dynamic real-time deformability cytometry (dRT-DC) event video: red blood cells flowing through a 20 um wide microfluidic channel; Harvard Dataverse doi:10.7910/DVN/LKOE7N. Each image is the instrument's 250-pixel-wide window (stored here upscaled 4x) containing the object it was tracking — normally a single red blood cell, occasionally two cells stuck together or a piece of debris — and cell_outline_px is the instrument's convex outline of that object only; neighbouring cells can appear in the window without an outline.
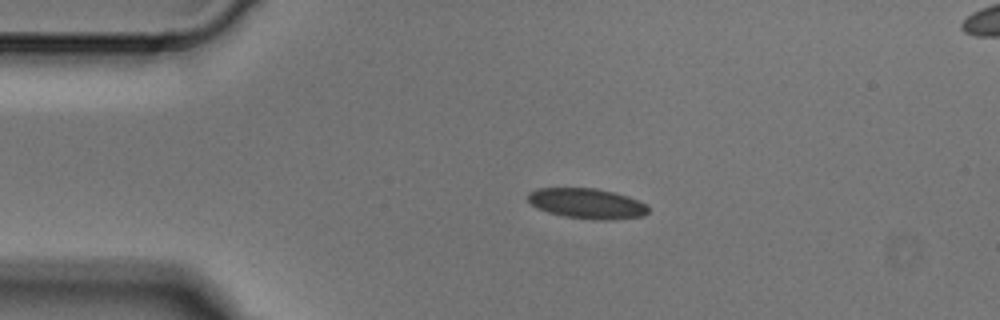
{"species": "Egyptian fruit bat (a non-hibernating species)", "species_latin": "Rousettus aegyptiacus", "temperature_condition": "cold", "stored_images_in_passage": 3, "segment_of_instrument_passage": [1, 2], "camera_frame_rate_fps": 3000, "um_per_image_px": 0.085, "animal": {"sex": "male"}, "frame": {"image": 1, "passage_image": 1, "time_ms": 0.0, "image_size_px": [1000, 320], "cell_outline_px": [[648, 212], [644, 216], [608, 220], [592, 220], [564, 216], [548, 212], [536, 208], [528, 200], [528, 192], [536, 188], [596, 188], [628, 196], [648, 204]], "centroid_in_image_um": [49.9, 17.3], "position_along_channel_um": 35.1, "area_um2": 21.39}}